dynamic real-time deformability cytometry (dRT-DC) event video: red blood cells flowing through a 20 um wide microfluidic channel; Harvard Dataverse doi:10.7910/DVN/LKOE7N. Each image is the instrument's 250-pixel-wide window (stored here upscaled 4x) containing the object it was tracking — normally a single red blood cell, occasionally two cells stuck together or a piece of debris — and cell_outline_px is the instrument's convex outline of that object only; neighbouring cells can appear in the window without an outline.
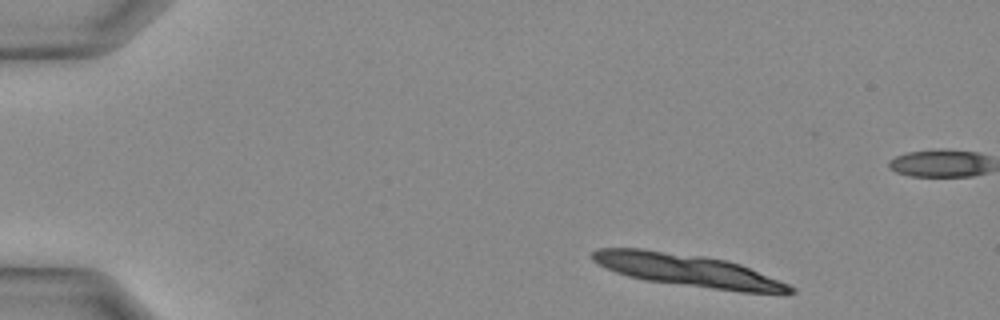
{"species": "Egyptian fruit bat (a non-hibernating species)", "species_latin": "Rousettus aegyptiacus", "temperature_condition": "warm", "stored_images_in_passage": 27, "segment_of_instrument_passage": [1, 2], "camera_frame_rate_fps": 3000, "um_per_image_px": 0.085, "animal": {"sex": "female"}, "frame": {"image": 1, "passage_image": 1, "time_ms": 0.0, "image_size_px": [1000, 320], "cell_outline_px": [[796, 292], [784, 296], [740, 292], [644, 280], [628, 276], [616, 272], [592, 260], [592, 252], [600, 248], [640, 248], [704, 256], [724, 260], [740, 264], [788, 284], [796, 288]], "centroid_in_image_um": [58.59, 23.02], "position_along_channel_um": 26.4, "area_um2": 37.57}}